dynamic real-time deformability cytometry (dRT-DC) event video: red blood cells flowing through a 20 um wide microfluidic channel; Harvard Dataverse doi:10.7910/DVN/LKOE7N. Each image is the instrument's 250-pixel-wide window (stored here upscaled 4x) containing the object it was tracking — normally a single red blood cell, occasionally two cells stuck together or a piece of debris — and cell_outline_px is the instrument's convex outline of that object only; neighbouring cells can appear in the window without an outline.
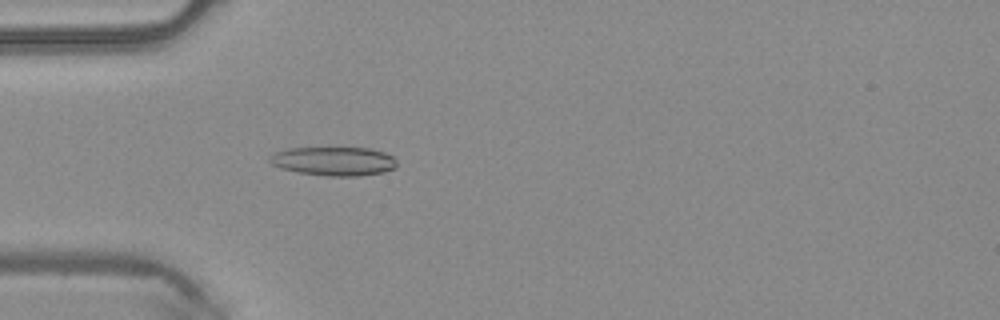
{"species": "common noctule bat (a hibernating species)", "species_latin": "Nyctalus noctula", "temperature_condition": "warm", "stored_images_in_passage": 49, "camera_frame_rate_fps": 3000, "um_per_image_px": 0.085, "animal": {"sex": "male", "body_mass_g": 20.4}, "frame": {"image": 1, "passage_image": 15, "time_ms": 4.667, "image_size_px": [1000, 320], "cell_outline_px": [[396, 168], [384, 172], [360, 176], [328, 176], [300, 172], [280, 168], [272, 164], [268, 160], [276, 152], [288, 148], [372, 148], [384, 152], [392, 156], [396, 160]], "centroid_in_image_um": [28.42, 13.7], "position_along_channel_um": 56.6, "area_um2": 21.33}}
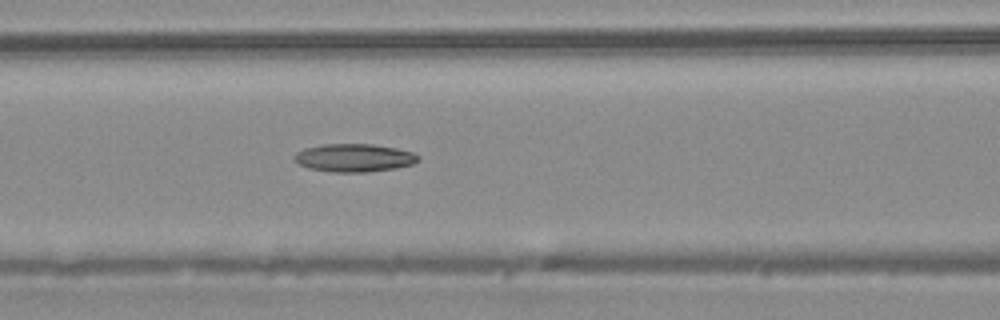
{"frame": {"image": 2, "passage_image": 21, "time_ms": 6.667, "image_size_px": [1000, 320], "cell_outline_px": [[420, 160], [412, 164], [396, 168], [368, 172], [332, 172], [308, 168], [300, 164], [292, 156], [296, 152], [304, 148], [320, 144], [372, 144], [396, 148], [412, 152], [420, 156]], "centroid_in_image_um": [30.1, 13.41], "position_along_channel_um": 136.5, "area_um2": 20.35}}
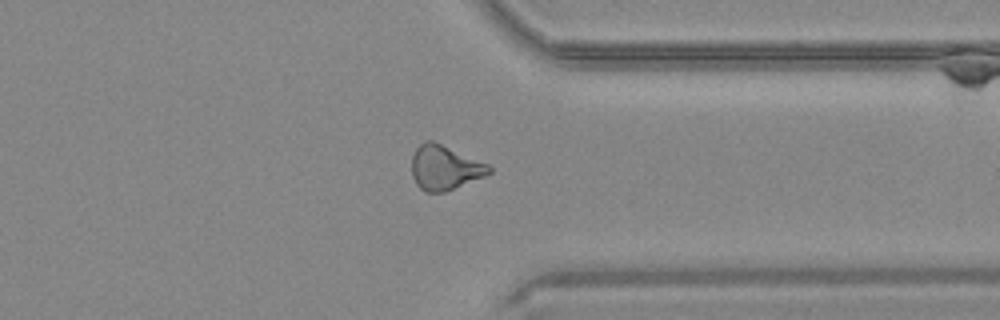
{"frame": {"image": 3, "passage_image": 38, "time_ms": 12.333, "image_size_px": [1000, 320], "cell_outline_px": [[492, 172], [484, 176], [444, 192], [424, 192], [416, 184], [412, 176], [412, 156], [416, 148], [424, 140], [432, 140], [488, 164], [492, 168]], "centroid_in_image_um": [37.77, 14.25], "position_along_channel_um": 373.6, "area_um2": 19.94}}